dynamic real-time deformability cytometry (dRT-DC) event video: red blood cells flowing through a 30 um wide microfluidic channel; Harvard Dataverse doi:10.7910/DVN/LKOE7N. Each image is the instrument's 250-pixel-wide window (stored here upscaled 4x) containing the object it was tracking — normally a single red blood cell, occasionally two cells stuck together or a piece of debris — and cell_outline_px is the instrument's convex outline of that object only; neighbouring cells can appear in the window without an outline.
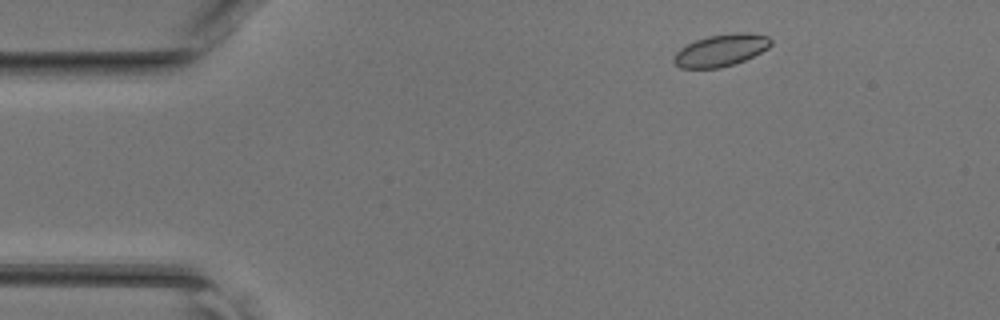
{"species": "common noctule bat (a hibernating species)", "species_latin": "Nyctalus noctula", "temperature_condition": "room temperature", "stored_images_in_passage": 43, "camera_frame_rate_fps": 3000, "um_per_image_px": 0.085, "animal": {"sex": "female", "body_mass_g": 17.0, "forearm_length_mm": 48.0}, "frame": {"image": 1, "passage_image": 3, "time_ms": 0.667, "image_size_px": [1000, 320], "cell_outline_px": [[772, 44], [768, 48], [736, 64], [720, 68], [680, 68], [672, 60], [676, 52], [680, 48], [696, 40], [708, 36], [736, 32], [740, 32], [768, 36], [772, 40]], "centroid_in_image_um": [61.27, 4.28], "position_along_channel_um": 23.7, "area_um2": 18.03}}
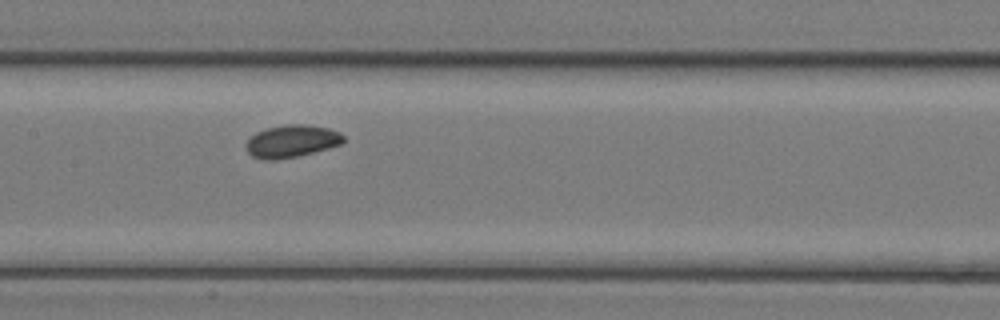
{"frame": {"image": 2, "passage_image": 19, "time_ms": 6.0, "image_size_px": [1000, 320], "cell_outline_px": [[344, 140], [340, 144], [328, 148], [296, 156], [276, 160], [264, 160], [252, 156], [244, 148], [248, 140], [256, 132], [264, 128], [288, 124], [304, 124], [328, 128], [340, 132], [344, 136]], "centroid_in_image_um": [24.76, 11.99], "position_along_channel_um": 182.6, "area_um2": 18.38}}
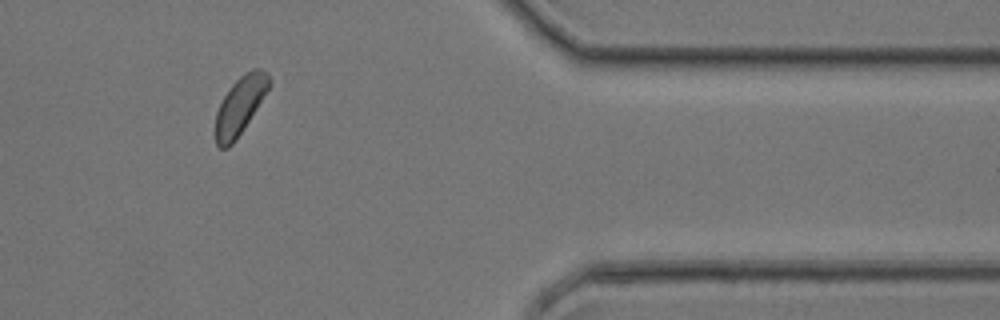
{"frame": {"image": 3, "passage_image": 35, "time_ms": 11.333, "image_size_px": [1000, 320], "cell_outline_px": [[272, 84], [236, 140], [228, 148], [220, 148], [216, 144], [216, 112], [224, 96], [232, 84], [244, 72], [252, 68], [260, 68], [272, 80]], "centroid_in_image_um": [20.41, 8.95], "position_along_channel_um": 391.0, "area_um2": 17.86}}